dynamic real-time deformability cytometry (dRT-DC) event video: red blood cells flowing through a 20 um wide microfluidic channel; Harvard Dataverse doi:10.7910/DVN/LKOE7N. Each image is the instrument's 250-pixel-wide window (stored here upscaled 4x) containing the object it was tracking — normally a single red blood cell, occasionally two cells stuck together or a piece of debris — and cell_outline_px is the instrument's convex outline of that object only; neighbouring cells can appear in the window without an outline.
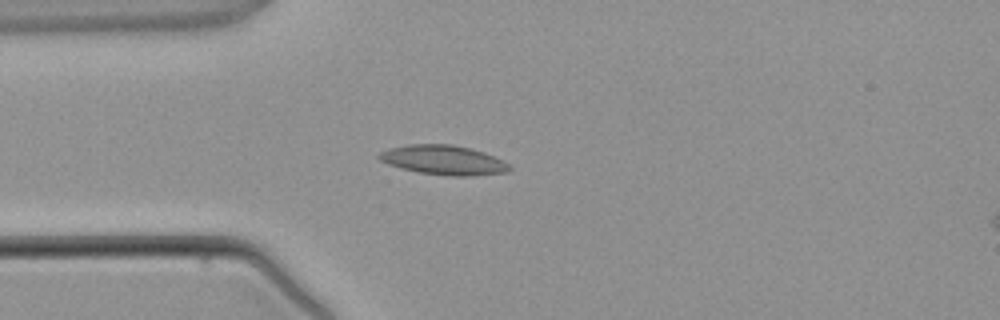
{"species": "common noctule bat (a hibernating species)", "species_latin": "Nyctalus noctula", "temperature_condition": "warm", "stored_images_in_passage": 4, "camera_frame_rate_fps": 3000, "um_per_image_px": 0.085, "animal": {"sex": "male", "body_mass_g": 21.5, "forearm_length_mm": 52.0}, "frame": {"image": 1, "passage_image": 3, "time_ms": 2.333, "image_size_px": [1000, 320], "cell_outline_px": [[512, 168], [508, 172], [472, 176], [448, 176], [416, 172], [400, 168], [388, 164], [380, 160], [376, 156], [380, 152], [388, 148], [408, 144], [452, 144], [472, 148], [484, 152], [504, 160]], "centroid_in_image_um": [37.7, 13.6], "position_along_channel_um": 47.3, "area_um2": 22.77}}